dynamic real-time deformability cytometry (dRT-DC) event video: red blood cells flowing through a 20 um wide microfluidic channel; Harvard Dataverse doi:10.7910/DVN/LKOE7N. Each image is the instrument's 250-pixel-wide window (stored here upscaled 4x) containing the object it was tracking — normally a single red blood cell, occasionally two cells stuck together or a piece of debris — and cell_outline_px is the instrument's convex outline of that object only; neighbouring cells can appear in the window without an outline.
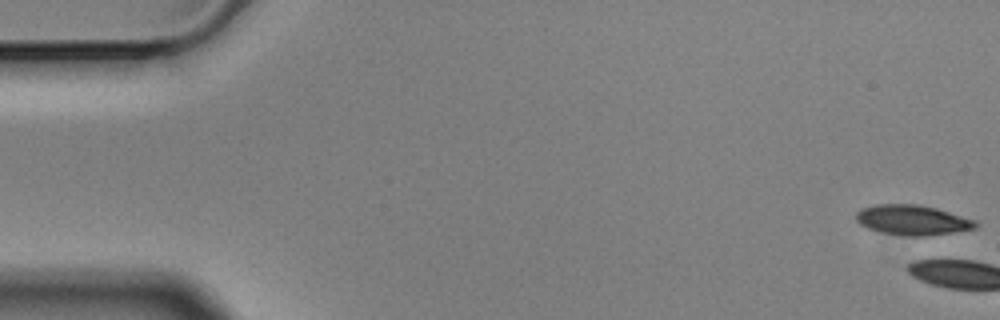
{"species": "Egyptian fruit bat (a non-hibernating species)", "species_latin": "Rousettus aegyptiacus", "temperature_condition": "cold", "stored_images_in_passage": 3, "camera_frame_rate_fps": 3000, "um_per_image_px": 0.085, "animal": {"sex": "male"}, "frame": {"image": 1, "passage_image": 1, "time_ms": 0.0, "image_size_px": [1000, 320], "cell_outline_px": [[980, 224], [976, 228], [952, 232], [924, 236], [912, 236], [880, 232], [868, 228], [860, 224], [856, 220], [856, 212], [860, 208], [876, 204], [916, 204], [936, 208], [976, 220]], "centroid_in_image_um": [77.55, 18.69], "position_along_channel_um": 7.5, "area_um2": 20.87}}